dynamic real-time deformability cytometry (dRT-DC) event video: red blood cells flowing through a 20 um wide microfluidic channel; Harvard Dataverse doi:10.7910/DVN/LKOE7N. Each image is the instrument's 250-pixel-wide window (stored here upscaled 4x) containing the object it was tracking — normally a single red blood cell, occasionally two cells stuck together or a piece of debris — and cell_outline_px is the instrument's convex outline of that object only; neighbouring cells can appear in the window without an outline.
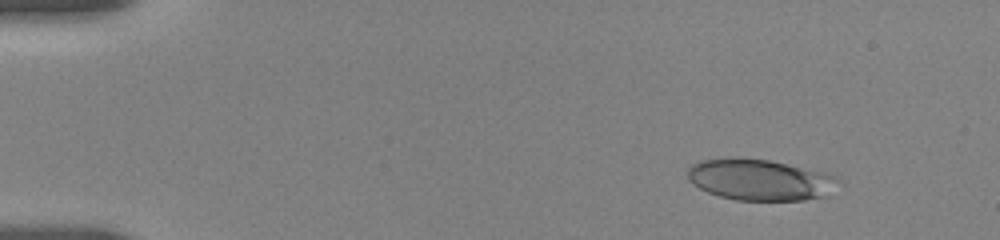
{"species": "human", "species_latin": "Homo sapiens", "temperature_condition": "room temperature", "stored_images_in_passage": 55, "camera_frame_rate_fps": 3000, "um_per_image_px": 0.085, "donor": {"sex": "female"}, "frame": {"image": 1, "passage_image": 4, "time_ms": 2.0, "image_size_px": [1000, 240], "cell_outline_px": [[844, 184], [832, 196], [804, 200], [736, 200], [720, 196], [708, 192], [692, 184], [688, 180], [688, 168], [692, 164], [700, 160], [732, 156], [736, 156], [768, 160], [828, 172], [836, 176]], "centroid_in_image_um": [64.71, 15.27], "position_along_channel_um": 20.3, "area_um2": 37.34}}
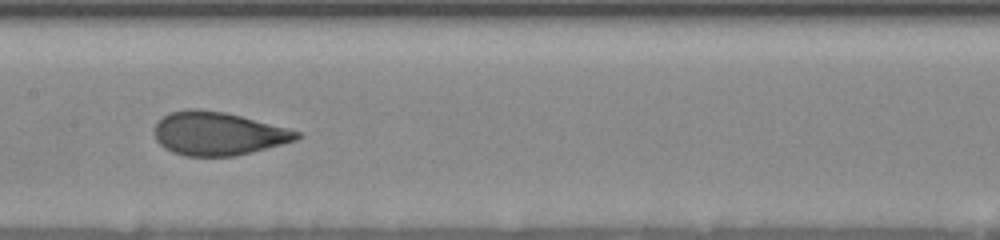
{"frame": {"image": 2, "passage_image": 25, "time_ms": 9.333, "image_size_px": [1000, 240], "cell_outline_px": [[304, 136], [296, 140], [252, 152], [236, 156], [184, 156], [172, 152], [164, 148], [156, 140], [156, 124], [164, 116], [172, 112], [188, 108], [196, 108], [224, 112], [288, 128], [300, 132]], "centroid_in_image_um": [18.55, 11.36], "position_along_channel_um": 188.9, "area_um2": 35.78}}
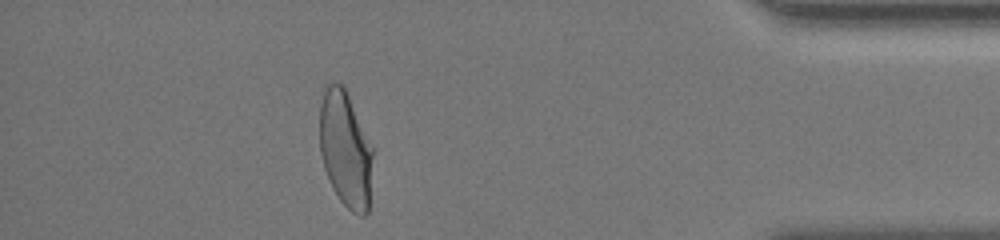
{"frame": {"image": 3, "passage_image": 48, "time_ms": 16.333, "image_size_px": [1000, 240], "cell_outline_px": [[372, 156], [368, 212], [364, 216], [360, 216], [352, 212], [340, 200], [332, 188], [324, 168], [320, 152], [320, 104], [324, 92], [328, 84], [344, 84], [372, 148]], "centroid_in_image_um": [29.35, 12.7], "position_along_channel_um": 405.9, "area_um2": 35.55}, "authors_computed_cell_mechanics": {"area_um2": 36.1828, "velocity_mm_per_s": 3.6646, "shape_relaxation_time_tau1_ms": 5.9915, "shape_relaxation_time_tau2_ms": 0.7358, "deformation_change_tau1": 0.1965, "deformation_change_tau2": 0.0713}}